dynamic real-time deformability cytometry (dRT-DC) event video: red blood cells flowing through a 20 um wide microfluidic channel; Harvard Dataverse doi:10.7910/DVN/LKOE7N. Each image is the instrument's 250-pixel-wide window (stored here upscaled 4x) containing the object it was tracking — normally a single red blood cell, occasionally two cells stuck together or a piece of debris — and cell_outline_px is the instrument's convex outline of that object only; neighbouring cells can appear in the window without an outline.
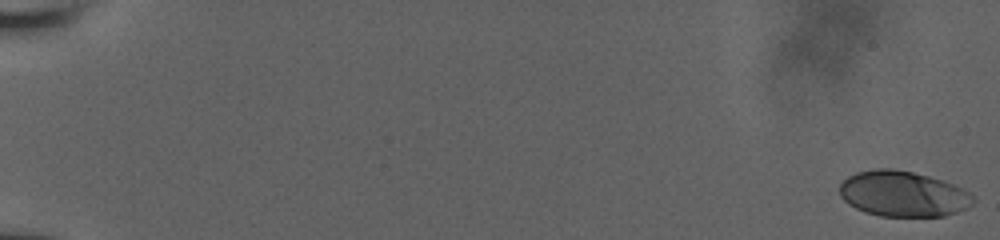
{"species": "human", "species_latin": "Homo sapiens", "temperature_condition": "room temperature", "stored_images_in_passage": 57, "camera_frame_rate_fps": 3000, "um_per_image_px": 0.085, "donor": {"sex": "male"}, "frame": {"image": 1, "passage_image": 1, "time_ms": 0.0, "image_size_px": [1000, 240], "cell_outline_px": [[976, 200], [968, 208], [944, 216], [880, 216], [864, 212], [848, 204], [840, 196], [840, 184], [848, 176], [856, 172], [876, 168], [892, 168], [912, 172], [928, 176], [952, 184], [968, 192]], "centroid_in_image_um": [76.73, 16.48], "position_along_channel_um": 8.3, "area_um2": 35.37}}
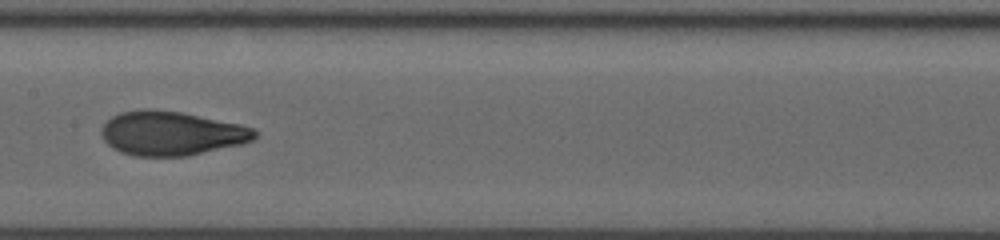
{"frame": {"image": 2, "passage_image": 32, "time_ms": 10.333, "image_size_px": [1000, 240], "cell_outline_px": [[256, 136], [252, 140], [240, 144], [188, 156], [136, 156], [120, 152], [112, 148], [104, 140], [100, 132], [100, 128], [112, 116], [120, 112], [140, 108], [148, 108], [180, 112], [240, 124], [252, 128], [256, 132]], "centroid_in_image_um": [14.51, 11.33], "position_along_channel_um": 192.9, "area_um2": 39.42}}
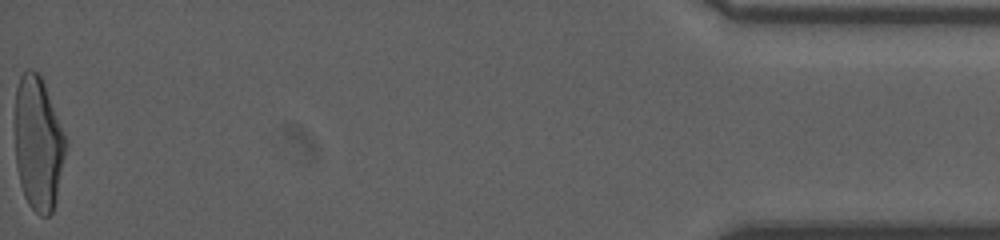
{"frame": {"image": 3, "passage_image": 57, "time_ms": 18.667, "image_size_px": [1000, 240], "cell_outline_px": [[68, 144], [56, 196], [52, 212], [48, 216], [40, 216], [28, 204], [24, 196], [20, 184], [16, 164], [16, 88], [20, 76], [28, 68], [32, 68], [40, 76], [44, 84], [68, 140]], "centroid_in_image_um": [3.26, 12.2], "position_along_channel_um": 431.9, "area_um2": 39.42}, "authors_computed_cell_mechanics": {"area_um2": 37.859, "velocity_mm_per_s": 3.9213, "shape_relaxation_time_tau1_ms": 4.5279, "shape_relaxation_time_tau2_ms": 1.0714, "deformation_change_tau1": 0.2013, "deformation_change_tau2": 0.0708}}